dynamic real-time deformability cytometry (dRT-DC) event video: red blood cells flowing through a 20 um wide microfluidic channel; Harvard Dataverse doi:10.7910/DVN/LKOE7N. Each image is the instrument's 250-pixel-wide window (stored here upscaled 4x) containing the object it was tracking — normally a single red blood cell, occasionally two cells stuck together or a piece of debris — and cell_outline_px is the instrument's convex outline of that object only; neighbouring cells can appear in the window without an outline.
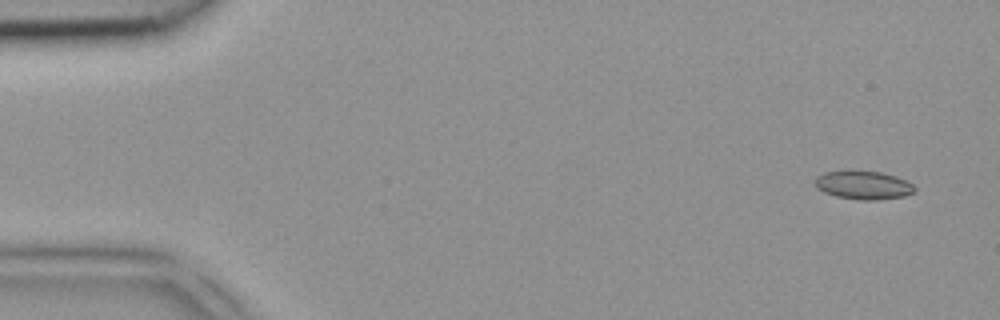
{"species": "common noctule bat (a hibernating species)", "species_latin": "Nyctalus noctula", "temperature_condition": "room temperature", "stored_images_in_passage": 3, "camera_frame_rate_fps": 3000, "um_per_image_px": 0.085, "animal": {"sex": "female", "body_mass_g": 18.4}, "frame": {"image": 1, "passage_image": 1, "time_ms": 0.0, "image_size_px": [1000, 320], "cell_outline_px": [[916, 192], [904, 196], [876, 200], [860, 200], [836, 196], [824, 192], [816, 188], [816, 176], [824, 172], [880, 172], [896, 176], [912, 184], [916, 188]], "centroid_in_image_um": [73.41, 15.76], "position_along_channel_um": 11.6, "area_um2": 16.18}}
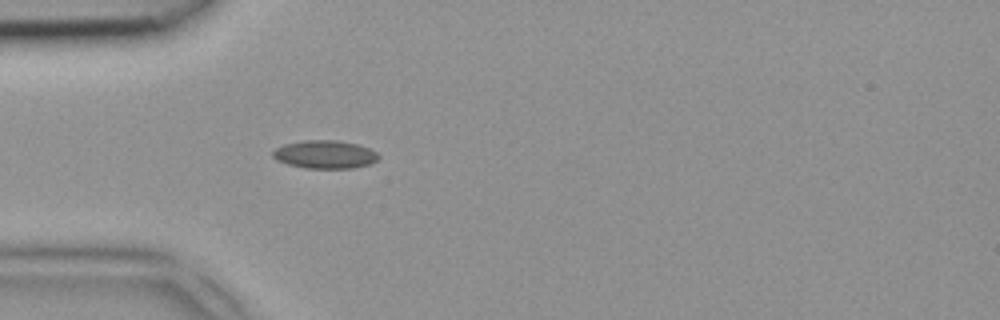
{"frame": {"image": 2, "passage_image": 3, "time_ms": 0.667, "image_size_px": [1000, 320], "cell_outline_px": [[380, 156], [376, 160], [368, 164], [352, 168], [308, 168], [288, 164], [276, 160], [272, 156], [272, 152], [276, 148], [284, 144], [304, 140], [336, 140], [356, 144], [368, 148], [376, 152]], "centroid_in_image_um": [27.59, 13.12], "position_along_channel_um": 57.4, "area_um2": 17.17}}